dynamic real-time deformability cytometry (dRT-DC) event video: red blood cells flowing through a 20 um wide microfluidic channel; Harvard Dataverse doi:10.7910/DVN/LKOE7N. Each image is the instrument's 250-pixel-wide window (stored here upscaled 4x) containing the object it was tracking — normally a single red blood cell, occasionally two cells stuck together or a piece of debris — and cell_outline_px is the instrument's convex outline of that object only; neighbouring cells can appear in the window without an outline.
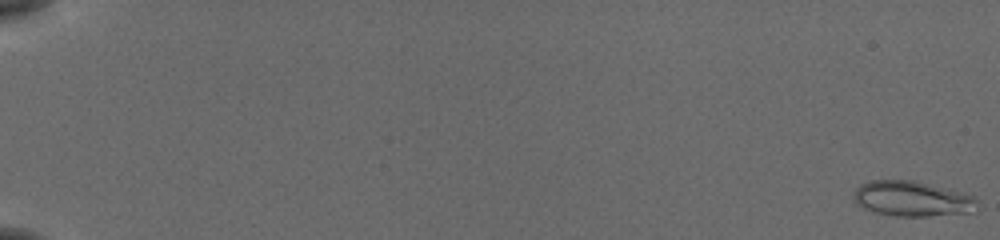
{"species": "common noctule bat (a hibernating species)", "species_latin": "Nyctalus noctula", "temperature_condition": "cold", "stored_images_in_passage": 12, "camera_frame_rate_fps": 3000, "um_per_image_px": 0.085, "animal": {"sex": "female", "body_mass_g": 19.5, "forearm_length_mm": 54.1}, "frame": {"image": 1, "passage_image": 1, "time_ms": 0.0, "image_size_px": [1000, 240], "cell_outline_px": [[976, 200], [968, 212], [928, 216], [896, 216], [872, 212], [856, 204], [852, 196], [856, 188], [860, 184], [872, 180], [912, 180], [972, 196]], "centroid_in_image_um": [77.37, 16.89], "position_along_channel_um": 7.6, "area_um2": 24.68}}